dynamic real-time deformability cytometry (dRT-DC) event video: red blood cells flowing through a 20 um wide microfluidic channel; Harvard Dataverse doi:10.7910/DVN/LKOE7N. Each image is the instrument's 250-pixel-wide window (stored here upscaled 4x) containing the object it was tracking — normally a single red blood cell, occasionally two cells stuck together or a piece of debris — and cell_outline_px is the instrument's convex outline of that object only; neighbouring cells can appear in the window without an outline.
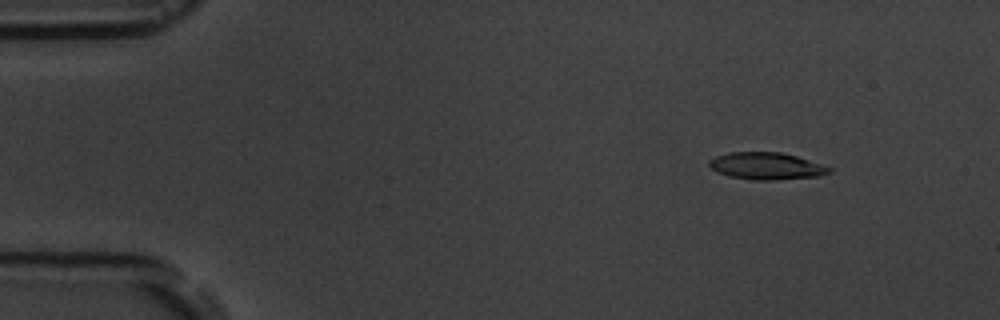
{"species": "common noctule bat (a hibernating species)", "species_latin": "Nyctalus noctula", "temperature_condition": "room temperature", "stored_images_in_passage": 6, "camera_frame_rate_fps": 3000, "um_per_image_px": 0.085, "animal": {"sex": "male", "body_mass_g": 19.5, "forearm_length_mm": 54.6}, "frame": {"image": 1, "passage_image": 2, "time_ms": 1.0, "image_size_px": [1000, 320], "cell_outline_px": [[832, 172], [820, 176], [776, 180], [752, 180], [728, 176], [712, 168], [708, 164], [708, 160], [716, 156], [728, 152], [780, 152], [796, 156], [832, 168]], "centroid_in_image_um": [65.14, 14.11], "position_along_channel_um": 19.9, "area_um2": 18.9}}
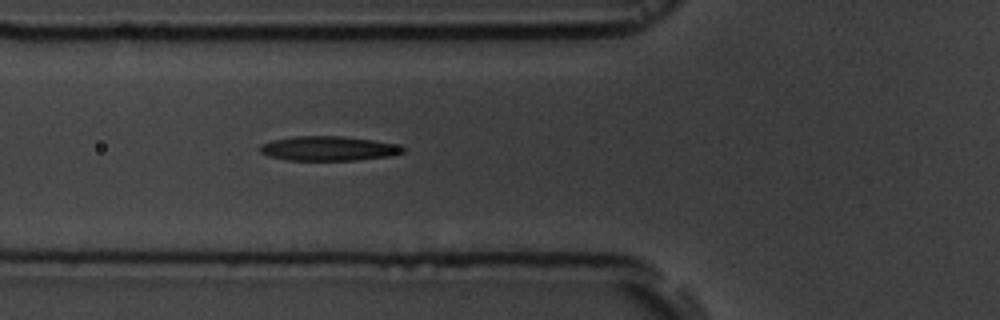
{"frame": {"image": 2, "passage_image": 6, "time_ms": 5.667, "image_size_px": [1000, 320], "cell_outline_px": [[404, 152], [388, 156], [356, 160], [288, 160], [268, 156], [260, 152], [260, 144], [272, 140], [292, 136], [344, 136], [400, 144], [404, 148]], "centroid_in_image_um": [27.91, 12.61], "position_along_channel_um": 97.9, "area_um2": 20.46}}